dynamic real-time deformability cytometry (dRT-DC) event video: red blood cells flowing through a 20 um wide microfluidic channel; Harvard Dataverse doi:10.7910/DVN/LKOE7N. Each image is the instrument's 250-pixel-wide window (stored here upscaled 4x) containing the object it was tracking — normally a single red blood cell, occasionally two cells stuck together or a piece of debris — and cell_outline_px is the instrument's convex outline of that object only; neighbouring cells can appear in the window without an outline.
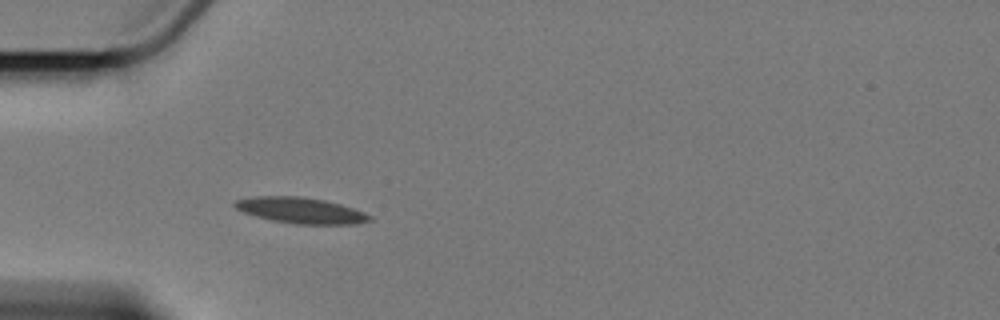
{"species": "Egyptian fruit bat (a non-hibernating species)", "species_latin": "Rousettus aegyptiacus", "temperature_condition": "cold", "stored_images_in_passage": 5, "camera_frame_rate_fps": 3000, "um_per_image_px": 0.085, "animal": {"sex": "female"}, "frame": {"image": 1, "passage_image": 5, "time_ms": 5.0, "image_size_px": [1000, 320], "cell_outline_px": [[372, 220], [356, 224], [296, 224], [272, 220], [256, 216], [244, 212], [236, 208], [232, 204], [236, 200], [252, 196], [300, 196], [324, 200], [340, 204], [364, 212], [372, 216]], "centroid_in_image_um": [25.56, 17.88], "position_along_channel_um": 59.4, "area_um2": 20.29}}